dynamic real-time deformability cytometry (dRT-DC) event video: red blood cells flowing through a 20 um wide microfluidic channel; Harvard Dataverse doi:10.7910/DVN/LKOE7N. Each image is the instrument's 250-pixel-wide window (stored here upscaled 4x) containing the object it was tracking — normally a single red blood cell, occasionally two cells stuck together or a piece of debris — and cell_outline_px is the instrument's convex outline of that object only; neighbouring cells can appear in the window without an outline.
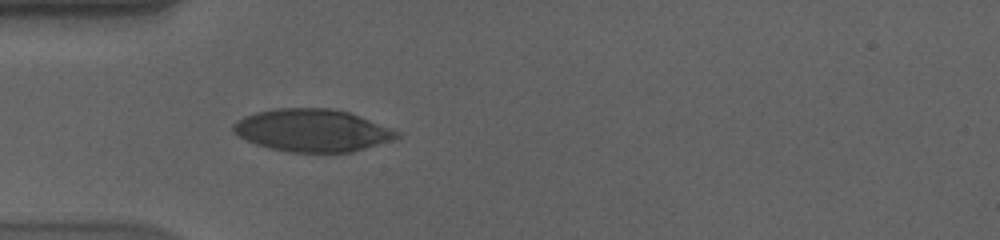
{"species": "human", "species_latin": "Homo sapiens", "temperature_condition": "cold", "stored_images_in_passage": 11, "camera_frame_rate_fps": 3000, "um_per_image_px": 0.085, "donor": {"sex": "male"}, "frame": {"image": 1, "passage_image": 4, "time_ms": 1.0, "image_size_px": [1000, 240], "cell_outline_px": [[400, 136], [392, 140], [352, 152], [288, 152], [268, 148], [244, 140], [232, 132], [232, 124], [236, 120], [244, 116], [256, 112], [276, 108], [332, 108], [348, 112], [360, 116], [400, 132]], "centroid_in_image_um": [26.49, 11.08], "position_along_channel_um": 58.5, "area_um2": 40.63}}
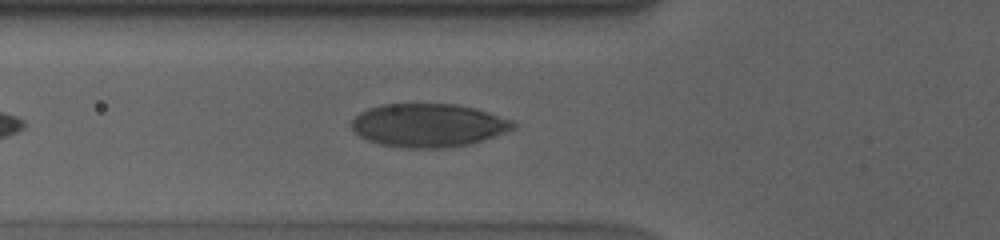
{"frame": {"image": 2, "passage_image": 7, "time_ms": 2.0, "image_size_px": [1000, 240], "cell_outline_px": [[520, 124], [516, 128], [484, 140], [472, 144], [448, 148], [400, 148], [380, 144], [368, 140], [360, 136], [352, 128], [352, 120], [360, 112], [368, 108], [380, 104], [456, 104], [488, 112], [516, 120]], "centroid_in_image_um": [36.47, 10.66], "position_along_channel_um": 89.3, "area_um2": 41.27}}
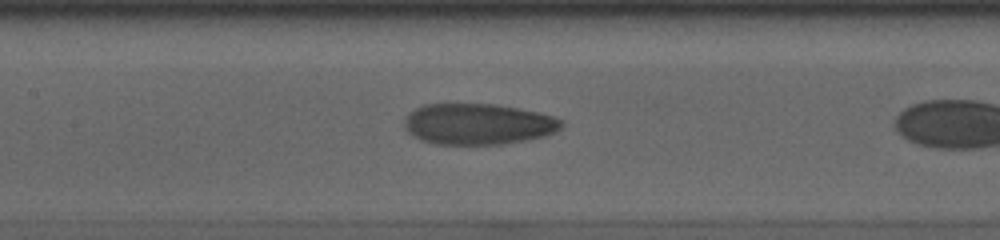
{"frame": {"image": 3, "passage_image": 10, "time_ms": 3.0, "image_size_px": [1000, 240], "cell_outline_px": [[564, 124], [556, 132], [544, 136], [528, 140], [504, 144], [436, 144], [420, 140], [412, 136], [404, 128], [404, 120], [408, 112], [424, 104], [496, 104], [540, 112], [564, 120]], "centroid_in_image_um": [40.64, 10.54], "position_along_channel_um": 166.8, "area_um2": 37.97}}